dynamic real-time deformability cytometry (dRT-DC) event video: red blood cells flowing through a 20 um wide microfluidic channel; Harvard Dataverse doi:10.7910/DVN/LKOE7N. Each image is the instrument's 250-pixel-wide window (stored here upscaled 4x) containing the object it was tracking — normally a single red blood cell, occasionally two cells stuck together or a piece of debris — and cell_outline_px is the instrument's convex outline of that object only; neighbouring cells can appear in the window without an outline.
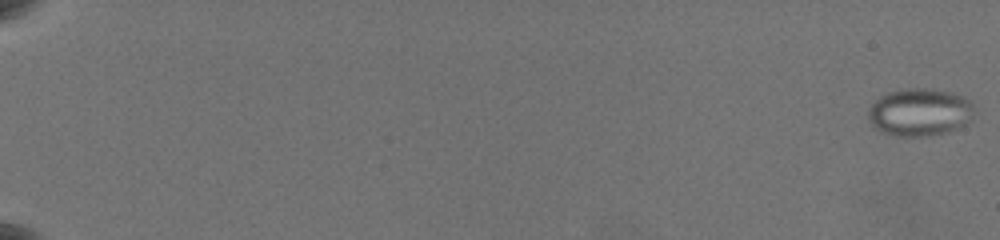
{"species": "common noctule bat (a hibernating species)", "species_latin": "Nyctalus noctula", "temperature_condition": "warm", "stored_images_in_passage": 39, "segment_of_instrument_passage": [1, 2], "camera_frame_rate_fps": 3000, "um_per_image_px": 0.085, "animal": {"sex": "female", "body_mass_g": 19.5, "forearm_length_mm": 54.1}, "frame": {"image": 1, "passage_image": 1, "time_ms": 0.0, "image_size_px": [1000, 240], "cell_outline_px": [[972, 116], [964, 124], [956, 128], [944, 132], [924, 136], [896, 136], [880, 132], [868, 120], [868, 108], [876, 100], [892, 92], [912, 88], [924, 88], [952, 92], [968, 100], [972, 104]], "centroid_in_image_um": [78.13, 9.55], "position_along_channel_um": 6.9, "area_um2": 28.78}}
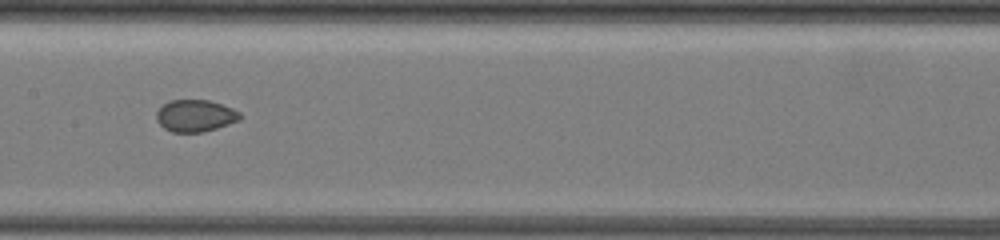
{"frame": {"image": 2, "passage_image": 24, "time_ms": 11.667, "image_size_px": [1000, 240], "cell_outline_px": [[240, 120], [204, 132], [172, 132], [164, 128], [156, 120], [156, 112], [168, 100], [208, 100], [232, 108], [240, 112]], "centroid_in_image_um": [16.58, 9.84], "position_along_channel_um": 190.8, "area_um2": 15.49}}
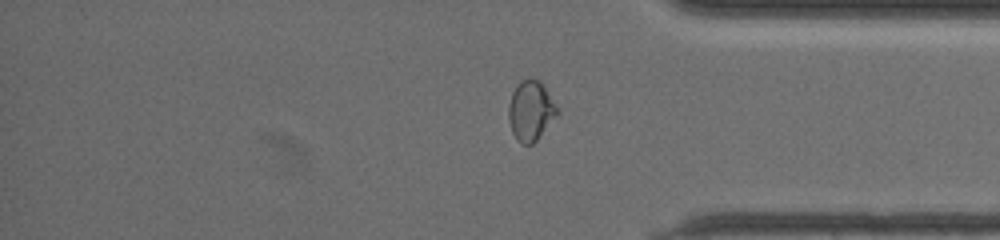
{"frame": {"image": 3, "passage_image": 34, "time_ms": 17.333, "image_size_px": [1000, 240], "cell_outline_px": [[560, 112], [536, 140], [532, 144], [524, 144], [516, 140], [512, 132], [508, 120], [508, 108], [512, 92], [524, 80], [540, 80], [560, 108]], "centroid_in_image_um": [45.14, 9.44], "position_along_channel_um": 390.1, "area_um2": 16.88}}